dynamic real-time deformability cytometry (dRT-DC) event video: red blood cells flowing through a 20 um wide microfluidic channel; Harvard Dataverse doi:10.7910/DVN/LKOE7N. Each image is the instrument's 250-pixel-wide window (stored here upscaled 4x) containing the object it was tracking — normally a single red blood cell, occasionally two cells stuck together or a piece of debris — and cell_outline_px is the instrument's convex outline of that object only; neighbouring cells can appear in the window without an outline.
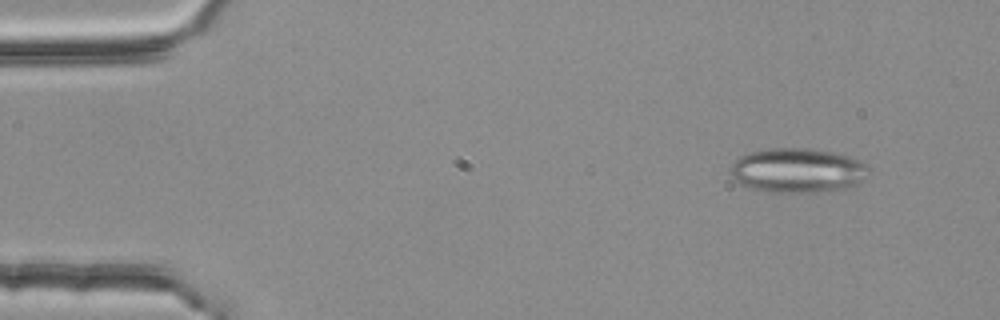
{"species": "common noctule bat (a hibernating species)", "species_latin": "Nyctalus noctula", "temperature_condition": "room temperature", "stored_images_in_passage": 3, "camera_frame_rate_fps": 3000, "um_per_image_px": 0.085, "animal": {"sex": "female", "body_mass_g": 25.1}, "frame": {"image": 1, "passage_image": 1, "time_ms": 0.0, "image_size_px": [1000, 320], "cell_outline_px": [[864, 180], [856, 184], [840, 188], [808, 192], [768, 192], [752, 188], [736, 180], [732, 176], [732, 164], [740, 156], [748, 152], [772, 148], [808, 148], [832, 152], [852, 156], [864, 164]], "centroid_in_image_um": [67.75, 14.46], "position_along_channel_um": 17.3, "area_um2": 35.03}}